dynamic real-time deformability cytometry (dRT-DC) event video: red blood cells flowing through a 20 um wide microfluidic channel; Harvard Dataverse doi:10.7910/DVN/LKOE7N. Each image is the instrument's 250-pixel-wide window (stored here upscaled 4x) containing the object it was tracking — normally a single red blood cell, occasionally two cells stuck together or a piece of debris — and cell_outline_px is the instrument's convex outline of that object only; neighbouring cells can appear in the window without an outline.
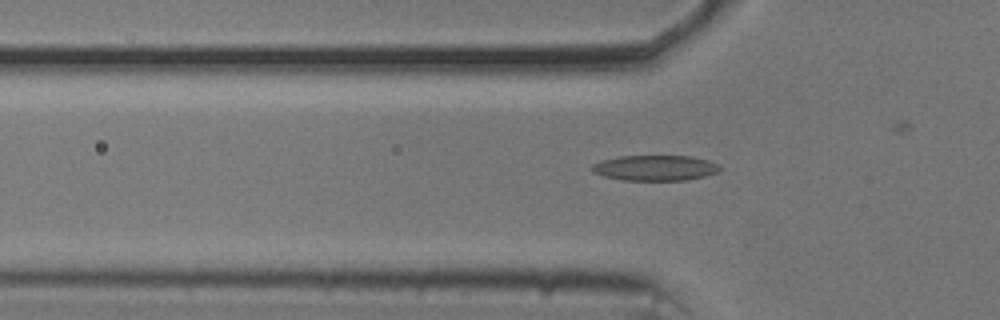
{"species": "common noctule bat (a hibernating species)", "species_latin": "Nyctalus noctula", "temperature_condition": "cold", "stored_images_in_passage": 51, "camera_frame_rate_fps": 3000, "um_per_image_px": 0.085, "animal": {"sex": "male", "body_mass_g": 20.5, "forearm_length_mm": 52.5}, "frame": {"image": 1, "passage_image": 21, "time_ms": 6.667, "image_size_px": [1000, 320], "cell_outline_px": [[724, 168], [720, 172], [688, 180], [624, 180], [604, 176], [592, 172], [588, 168], [592, 164], [600, 160], [620, 156], [692, 156], [708, 160], [720, 164]], "centroid_in_image_um": [55.71, 14.27], "position_along_channel_um": 70.1, "area_um2": 19.31}}
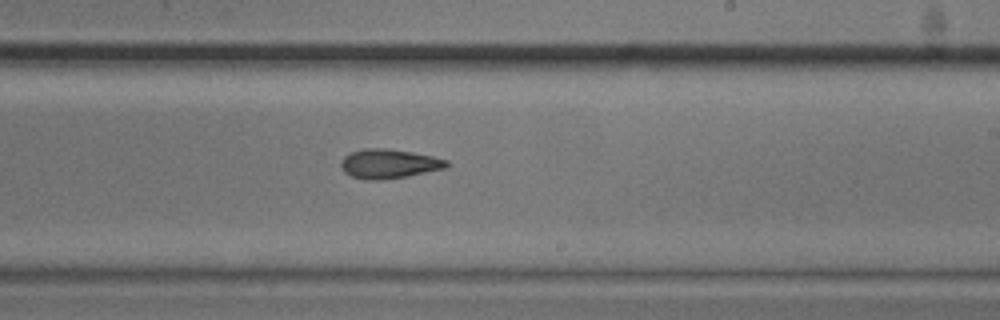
{"frame": {"image": 2, "passage_image": 36, "time_ms": 11.667, "image_size_px": [1000, 320], "cell_outline_px": [[448, 168], [408, 176], [380, 180], [368, 180], [352, 176], [344, 172], [340, 168], [340, 164], [344, 156], [352, 152], [364, 148], [388, 148], [412, 152], [432, 156], [448, 160]], "centroid_in_image_um": [33.07, 13.92], "position_along_channel_um": 255.9, "area_um2": 18.15}}
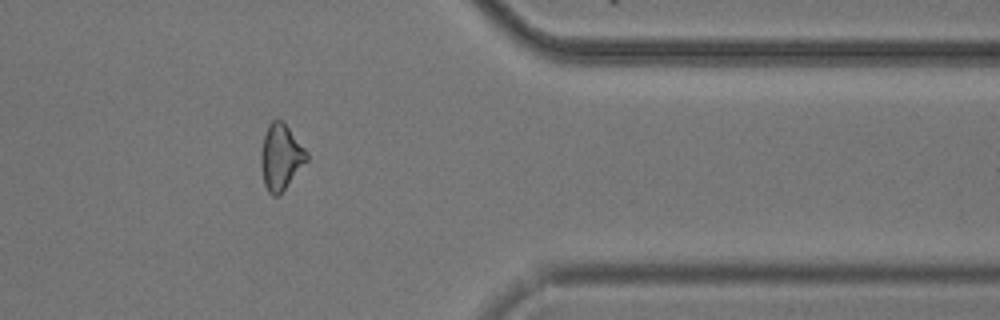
{"frame": {"image": 3, "passage_image": 48, "time_ms": 15.667, "image_size_px": [1000, 320], "cell_outline_px": [[308, 160], [284, 188], [276, 196], [272, 196], [268, 192], [264, 184], [260, 168], [260, 152], [264, 136], [268, 124], [272, 120], [280, 120], [288, 128], [308, 152]], "centroid_in_image_um": [23.84, 13.35], "position_along_channel_um": 387.6, "area_um2": 17.28}}